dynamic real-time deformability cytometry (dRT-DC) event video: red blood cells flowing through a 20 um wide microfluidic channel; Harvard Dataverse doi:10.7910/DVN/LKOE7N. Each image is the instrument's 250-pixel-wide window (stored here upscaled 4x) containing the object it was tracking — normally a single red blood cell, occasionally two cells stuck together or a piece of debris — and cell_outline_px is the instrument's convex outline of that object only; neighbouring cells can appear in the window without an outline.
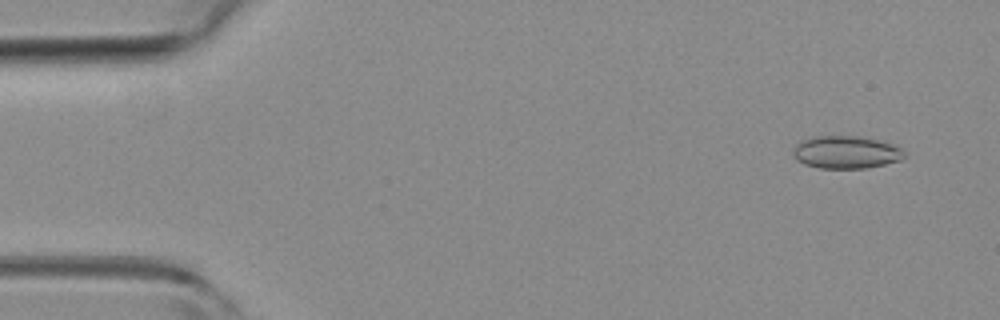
{"species": "common noctule bat (a hibernating species)", "species_latin": "Nyctalus noctula", "temperature_condition": "room temperature", "stored_images_in_passage": 52, "camera_frame_rate_fps": 3000, "um_per_image_px": 0.085, "animal": {"sex": "female", "body_mass_g": 19.3, "forearm_length_mm": 54.1}, "frame": {"image": 1, "passage_image": 4, "time_ms": 1.0, "image_size_px": [1000, 320], "cell_outline_px": [[904, 156], [900, 160], [868, 168], [820, 168], [804, 164], [796, 160], [792, 156], [792, 148], [800, 140], [816, 136], [860, 136], [880, 140], [892, 144], [900, 148], [904, 152]], "centroid_in_image_um": [71.86, 12.93], "position_along_channel_um": 13.1, "area_um2": 21.33}}
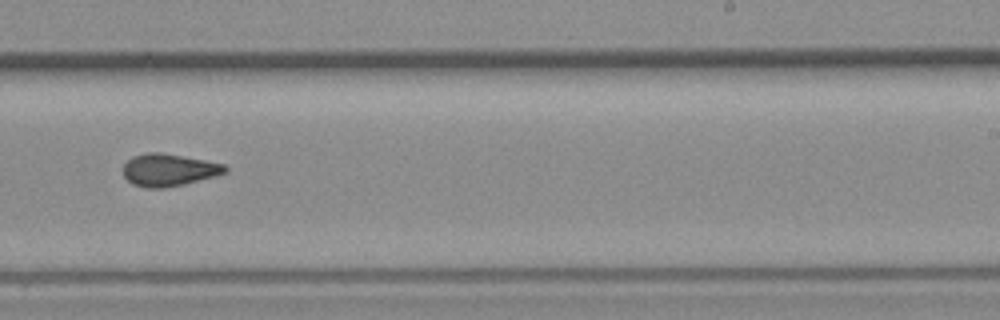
{"frame": {"image": 2, "passage_image": 32, "time_ms": 10.333, "image_size_px": [1000, 320], "cell_outline_px": [[228, 172], [216, 176], [184, 184], [164, 188], [144, 188], [132, 184], [124, 176], [124, 164], [132, 156], [148, 152], [160, 152], [204, 160], [224, 164], [228, 168]], "centroid_in_image_um": [14.35, 14.45], "position_along_channel_um": 274.6, "area_um2": 19.25}}
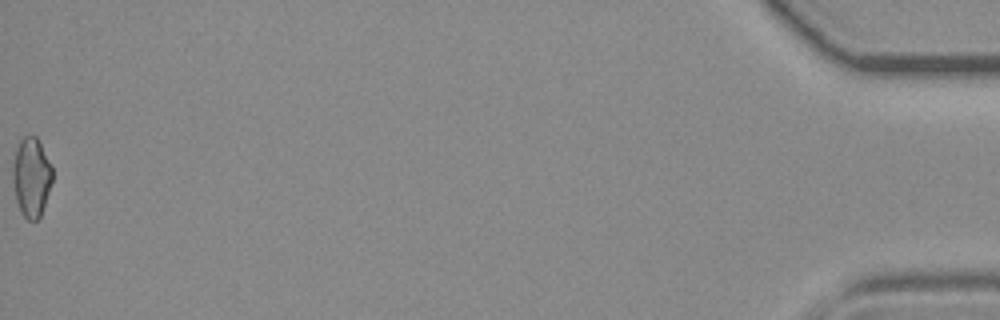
{"frame": {"image": 3, "passage_image": 52, "time_ms": 17.0, "image_size_px": [1000, 320], "cell_outline_px": [[52, 180], [40, 216], [36, 220], [28, 220], [20, 212], [16, 200], [12, 180], [12, 164], [16, 148], [20, 140], [24, 136], [36, 136], [52, 168]], "centroid_in_image_um": [2.63, 15.06], "position_along_channel_um": 432.6, "area_um2": 18.09}, "authors_computed_cell_mechanics": {"area_um2": 19.1318, "velocity_mm_per_s": 4.0092, "shape_relaxation_time_tau1_ms": null, "shape_relaxation_time_tau2_ms": 3.0356, "deformation_change_tau1": null, "deformation_change_tau2": 0.0966}}